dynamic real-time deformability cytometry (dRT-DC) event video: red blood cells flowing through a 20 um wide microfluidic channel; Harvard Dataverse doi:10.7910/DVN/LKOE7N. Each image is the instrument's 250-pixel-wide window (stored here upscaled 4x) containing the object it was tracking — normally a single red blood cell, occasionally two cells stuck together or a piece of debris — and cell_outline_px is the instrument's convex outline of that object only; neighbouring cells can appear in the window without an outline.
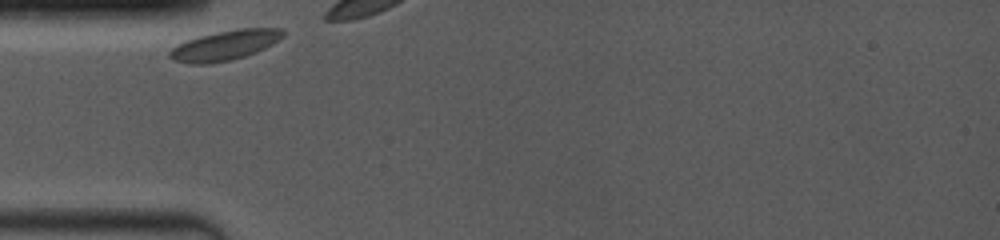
{"species": "common noctule bat (a hibernating species)", "species_latin": "Nyctalus noctula", "temperature_condition": "room temperature", "stored_images_in_passage": 5, "camera_frame_rate_fps": 4000, "um_per_image_px": 0.085, "animal": {"sex": "female", "body_mass_g": 19.0, "forearm_length_mm": 53.3}, "frame": {"image": 1, "passage_image": 1, "time_ms": 0.0, "image_size_px": [1000, 240], "cell_outline_px": [[284, 36], [272, 44], [256, 52], [232, 60], [208, 64], [188, 64], [176, 60], [168, 56], [168, 52], [176, 44], [200, 36], [216, 32], [240, 28], [280, 28], [284, 32]], "centroid_in_image_um": [19.1, 3.86], "position_along_channel_um": 65.9, "area_um2": 19.65}}